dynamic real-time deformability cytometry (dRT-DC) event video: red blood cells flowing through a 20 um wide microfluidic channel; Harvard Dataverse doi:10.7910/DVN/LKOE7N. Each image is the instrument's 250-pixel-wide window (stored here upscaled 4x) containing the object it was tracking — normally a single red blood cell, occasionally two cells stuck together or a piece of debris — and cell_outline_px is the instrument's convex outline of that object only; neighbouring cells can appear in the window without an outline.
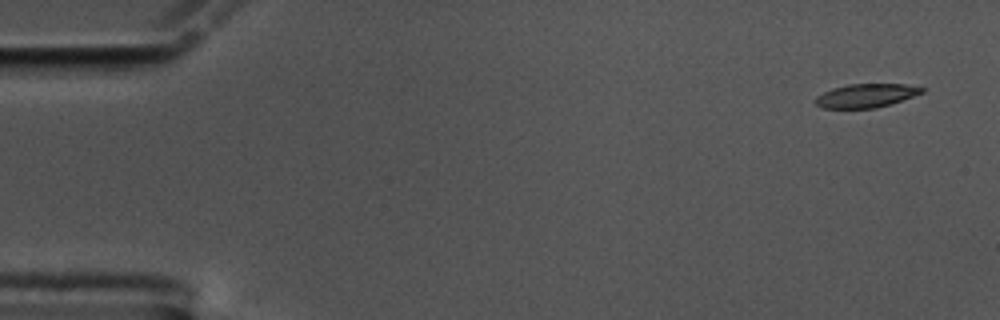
{"species": "common noctule bat (a hibernating species)", "species_latin": "Nyctalus noctula", "temperature_condition": "cold", "stored_images_in_passage": 54, "camera_frame_rate_fps": 3000, "um_per_image_px": 0.085, "animal": {"sex": "male", "body_mass_g": 17.5, "forearm_length_mm": 52.3}, "frame": {"image": 1, "passage_image": 1, "time_ms": 0.0, "image_size_px": [1000, 320], "cell_outline_px": [[924, 92], [876, 108], [820, 108], [816, 104], [816, 96], [832, 88], [848, 84], [904, 84], [924, 88]], "centroid_in_image_um": [73.57, 8.12], "position_along_channel_um": 11.4, "area_um2": 14.45}}
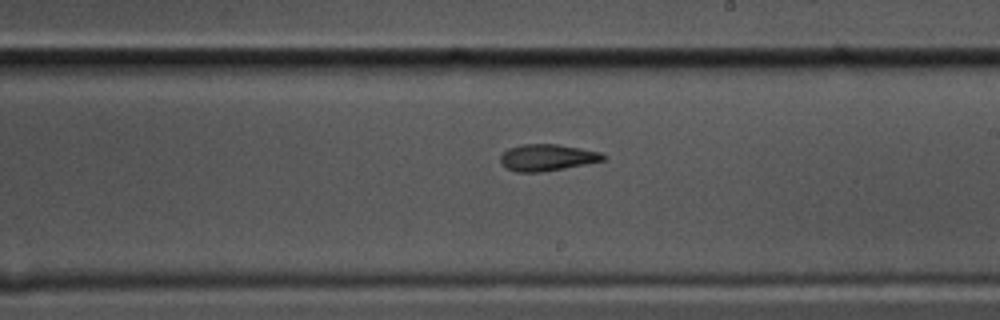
{"frame": {"image": 2, "passage_image": 31, "time_ms": 10.0, "image_size_px": [1000, 320], "cell_outline_px": [[608, 156], [604, 160], [544, 172], [516, 172], [500, 164], [500, 156], [508, 148], [520, 144], [560, 144], [600, 152]], "centroid_in_image_um": [46.49, 13.38], "position_along_channel_um": 242.5, "area_um2": 16.01}}
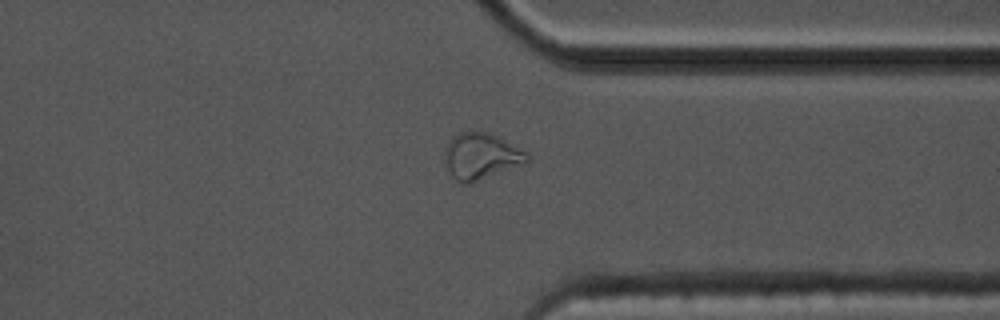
{"frame": {"image": 3, "passage_image": 42, "time_ms": 13.667, "image_size_px": [1000, 320], "cell_outline_px": [[528, 160], [524, 164], [468, 184], [464, 184], [456, 180], [452, 176], [444, 160], [448, 144], [452, 136], [460, 132], [488, 132], [528, 152]], "centroid_in_image_um": [40.89, 13.28], "position_along_channel_um": 370.5, "area_um2": 21.85}, "authors_computed_cell_mechanics": {"area_um2": 16.2418, "velocity_mm_per_s": 3.5226, "shape_relaxation_time_tau1_ms": 7.1391, "shape_relaxation_time_tau2_ms": 1.9996, "deformation_change_tau1": 0.249, "deformation_change_tau2": 0.0967}}